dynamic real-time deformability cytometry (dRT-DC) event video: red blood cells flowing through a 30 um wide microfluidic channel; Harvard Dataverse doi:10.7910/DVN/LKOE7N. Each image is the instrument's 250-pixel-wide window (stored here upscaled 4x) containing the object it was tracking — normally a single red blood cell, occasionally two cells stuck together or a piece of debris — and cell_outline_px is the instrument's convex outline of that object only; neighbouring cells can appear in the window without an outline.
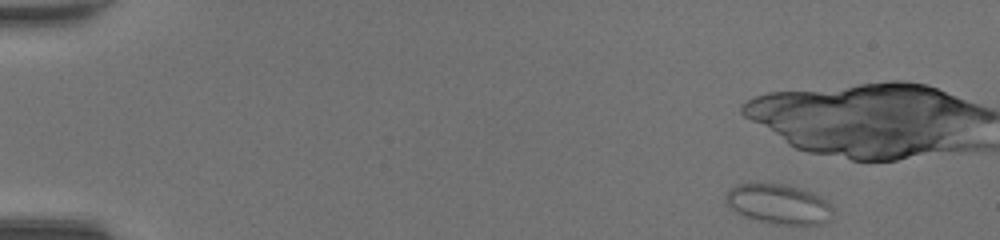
{"species": "common noctule bat (a hibernating species)", "species_latin": "Nyctalus noctula", "temperature_condition": "room temperature", "stored_images_in_passage": 11, "camera_frame_rate_fps": 3000, "um_per_image_px": 0.085, "animal": {"sex": "female", "body_mass_g": 20.0, "forearm_length_mm": 54.0}, "frame": {"image": 1, "passage_image": 1, "time_ms": 0.0, "image_size_px": [1000, 240], "cell_outline_px": [[832, 220], [816, 224], [784, 224], [760, 220], [748, 216], [732, 208], [728, 204], [724, 196], [728, 188], [736, 184], [788, 184], [812, 192], [828, 200], [832, 208]], "centroid_in_image_um": [66.23, 17.31], "position_along_channel_um": 18.8, "area_um2": 24.51}}